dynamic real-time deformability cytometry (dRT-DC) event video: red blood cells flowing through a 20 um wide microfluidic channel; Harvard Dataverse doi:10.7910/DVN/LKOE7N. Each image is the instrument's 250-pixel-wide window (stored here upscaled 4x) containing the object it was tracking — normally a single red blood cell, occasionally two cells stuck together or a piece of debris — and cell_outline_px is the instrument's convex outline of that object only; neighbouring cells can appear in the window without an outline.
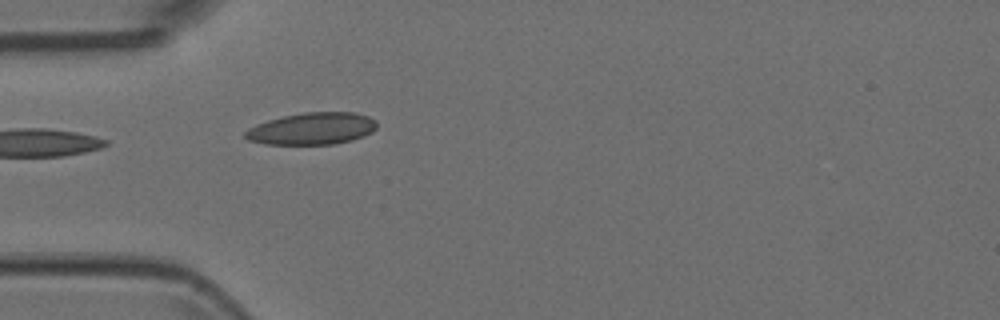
{"species": "Egyptian fruit bat (a non-hibernating species)", "species_latin": "Rousettus aegyptiacus", "temperature_condition": "room temperature", "stored_images_in_passage": 4, "camera_frame_rate_fps": 3000, "um_per_image_px": 0.085, "animal": {"sex": "female"}, "frame": {"image": 1, "passage_image": 4, "time_ms": 1.0, "image_size_px": [1000, 320], "cell_outline_px": [[376, 128], [372, 132], [364, 136], [352, 140], [332, 144], [264, 144], [248, 140], [244, 136], [244, 132], [248, 128], [256, 124], [268, 120], [284, 116], [304, 112], [356, 112], [368, 116], [376, 120]], "centroid_in_image_um": [26.52, 10.93], "position_along_channel_um": 58.5, "area_um2": 24.62}}